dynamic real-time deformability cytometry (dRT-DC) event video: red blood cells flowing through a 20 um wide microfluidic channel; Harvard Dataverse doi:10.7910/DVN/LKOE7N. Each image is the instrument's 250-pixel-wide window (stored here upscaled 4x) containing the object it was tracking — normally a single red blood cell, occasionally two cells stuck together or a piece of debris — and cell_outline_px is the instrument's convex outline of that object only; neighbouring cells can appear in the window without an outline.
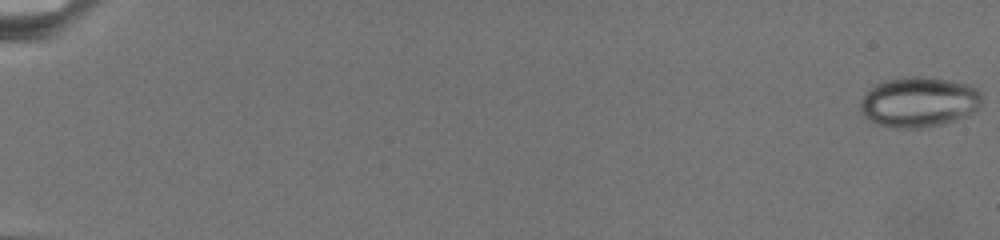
{"species": "common noctule bat (a hibernating species)", "species_latin": "Nyctalus noctula", "temperature_condition": "warm", "stored_images_in_passage": 39, "camera_frame_rate_fps": 3000, "um_per_image_px": 0.085, "animal": {"sex": "female", "body_mass_g": 19.5, "forearm_length_mm": 54.1}, "frame": {"image": 1, "passage_image": 1, "time_ms": 0.0, "image_size_px": [1000, 240], "cell_outline_px": [[980, 104], [972, 112], [956, 120], [940, 124], [920, 128], [896, 128], [880, 124], [864, 116], [860, 112], [860, 100], [876, 84], [888, 80], [912, 76], [948, 80], [964, 84], [976, 88], [980, 92]], "centroid_in_image_um": [78.08, 8.68], "position_along_channel_um": 6.9, "area_um2": 34.8}}
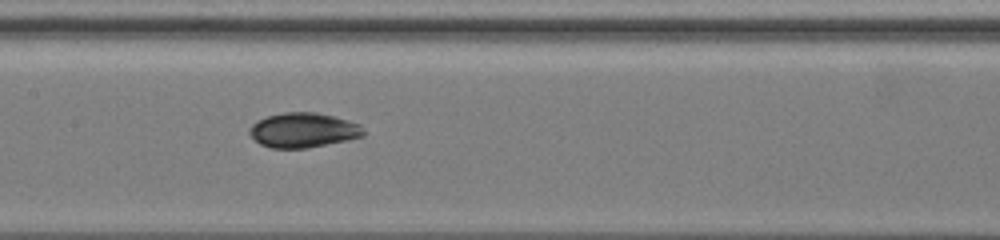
{"frame": {"image": 2, "passage_image": 30, "time_ms": 13.333, "image_size_px": [1000, 240], "cell_outline_px": [[364, 136], [348, 140], [308, 148], [272, 148], [260, 144], [248, 132], [248, 128], [252, 124], [268, 116], [284, 112], [316, 112], [348, 120], [360, 124], [364, 132]], "centroid_in_image_um": [25.78, 11.07], "position_along_channel_um": 181.6, "area_um2": 23.0}}
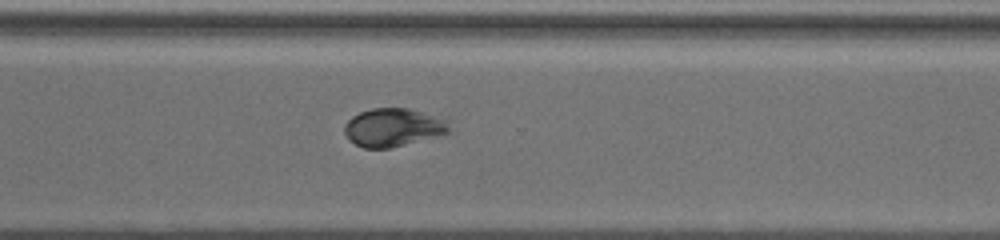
{"frame": {"image": 3, "passage_image": 39, "time_ms": 18.667, "image_size_px": [1000, 240], "cell_outline_px": [[452, 132], [392, 148], [364, 148], [348, 140], [344, 132], [344, 124], [352, 116], [360, 112], [372, 108], [408, 108], [444, 120]], "centroid_in_image_um": [33.36, 10.85], "position_along_channel_um": 337.2, "area_um2": 23.12}}